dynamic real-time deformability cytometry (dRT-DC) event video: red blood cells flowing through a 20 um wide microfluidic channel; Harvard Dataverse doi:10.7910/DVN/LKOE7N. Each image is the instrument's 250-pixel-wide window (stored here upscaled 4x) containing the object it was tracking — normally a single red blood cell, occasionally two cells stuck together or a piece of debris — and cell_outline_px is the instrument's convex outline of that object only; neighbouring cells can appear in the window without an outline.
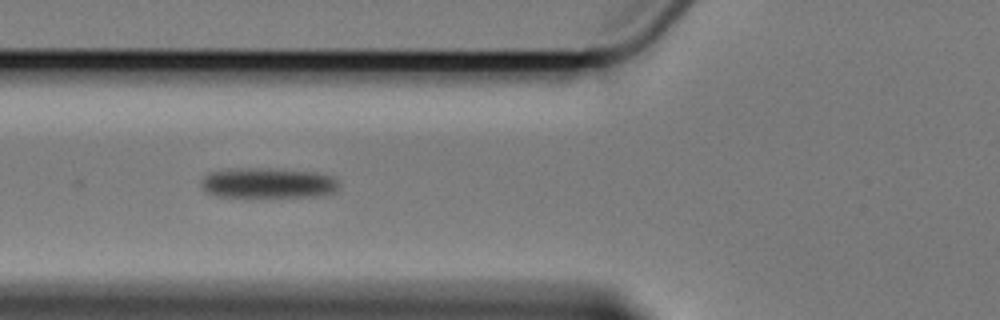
{"species": "Egyptian fruit bat (a non-hibernating species)", "species_latin": "Rousettus aegyptiacus", "temperature_condition": "cold", "stored_images_in_passage": 5, "camera_frame_rate_fps": 3000, "um_per_image_px": 0.085, "animal": {"sex": "female"}, "frame": {"image": 1, "passage_image": 4, "time_ms": 3.667, "image_size_px": [1000, 320], "cell_outline_px": [[340, 184], [336, 192], [324, 196], [216, 196], [208, 192], [200, 184], [200, 180], [208, 172], [248, 168], [252, 168], [316, 172], [332, 176]], "centroid_in_image_um": [22.82, 15.56], "position_along_channel_um": 103.0, "area_um2": 23.99}}
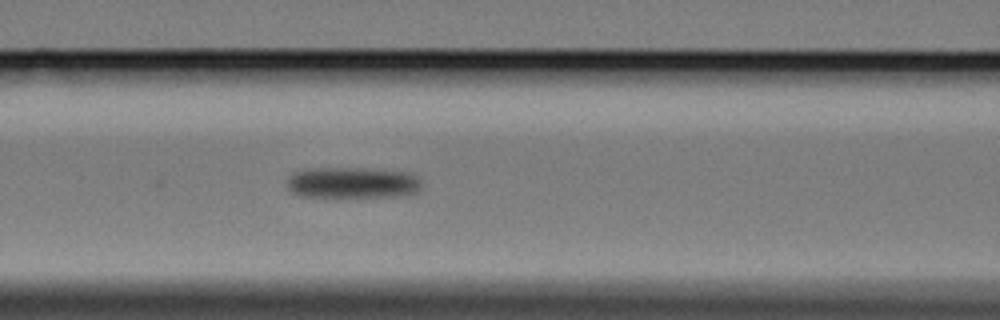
{"frame": {"image": 2, "passage_image": 5, "time_ms": 4.667, "image_size_px": [1000, 320], "cell_outline_px": [[420, 192], [408, 196], [300, 196], [292, 192], [288, 188], [288, 176], [292, 172], [320, 168], [344, 168], [404, 172], [416, 176], [420, 180]], "centroid_in_image_um": [29.97, 15.54], "position_along_channel_um": 136.6, "area_um2": 23.99}}